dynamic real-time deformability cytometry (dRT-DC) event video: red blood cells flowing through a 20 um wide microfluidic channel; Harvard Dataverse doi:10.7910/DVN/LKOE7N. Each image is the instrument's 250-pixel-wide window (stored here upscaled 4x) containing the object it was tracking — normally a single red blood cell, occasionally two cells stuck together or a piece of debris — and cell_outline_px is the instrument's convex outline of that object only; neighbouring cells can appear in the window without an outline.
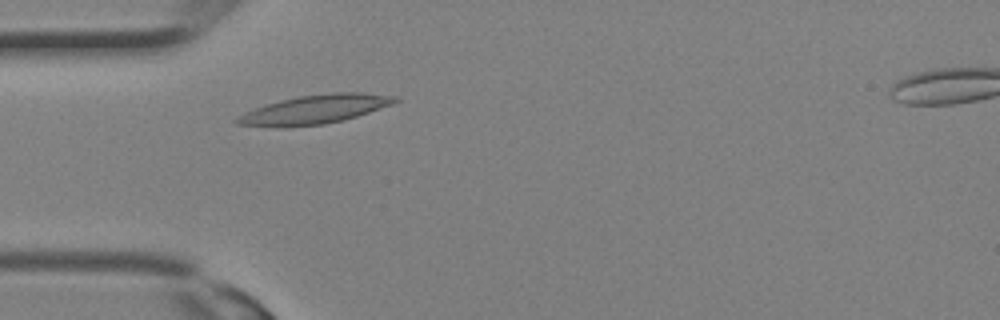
{"species": "Egyptian fruit bat (a non-hibernating species)", "species_latin": "Rousettus aegyptiacus", "temperature_condition": "room temperature", "stored_images_in_passage": 8, "camera_frame_rate_fps": 3000, "um_per_image_px": 0.085, "animal": {"sex": "female"}, "frame": {"image": 1, "passage_image": 6, "time_ms": 1.667, "image_size_px": [1000, 320], "cell_outline_px": [[400, 100], [392, 104], [344, 120], [324, 124], [236, 124], [232, 120], [236, 116], [244, 112], [280, 100], [300, 96], [332, 92], [360, 92], [396, 96]], "centroid_in_image_um": [26.86, 9.24], "position_along_channel_um": 58.1, "area_um2": 25.37}}
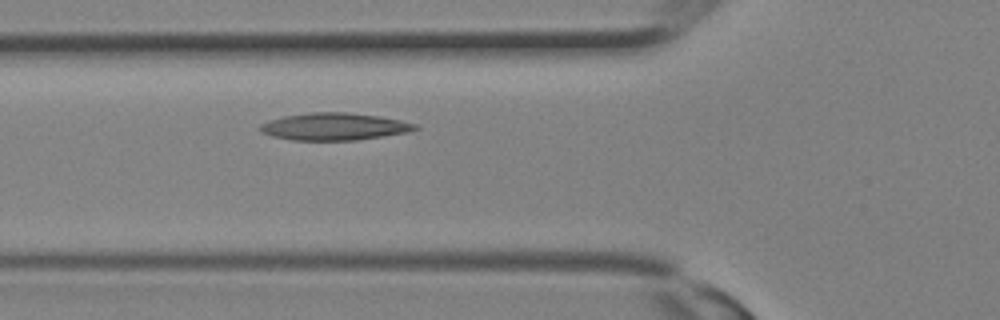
{"frame": {"image": 2, "passage_image": 8, "time_ms": 2.333, "image_size_px": [1000, 320], "cell_outline_px": [[420, 128], [408, 132], [356, 140], [292, 140], [272, 136], [260, 132], [260, 124], [284, 116], [312, 112], [348, 112], [380, 116], [400, 120], [416, 124]], "centroid_in_image_um": [28.43, 10.75], "position_along_channel_um": 97.4, "area_um2": 24.51}}